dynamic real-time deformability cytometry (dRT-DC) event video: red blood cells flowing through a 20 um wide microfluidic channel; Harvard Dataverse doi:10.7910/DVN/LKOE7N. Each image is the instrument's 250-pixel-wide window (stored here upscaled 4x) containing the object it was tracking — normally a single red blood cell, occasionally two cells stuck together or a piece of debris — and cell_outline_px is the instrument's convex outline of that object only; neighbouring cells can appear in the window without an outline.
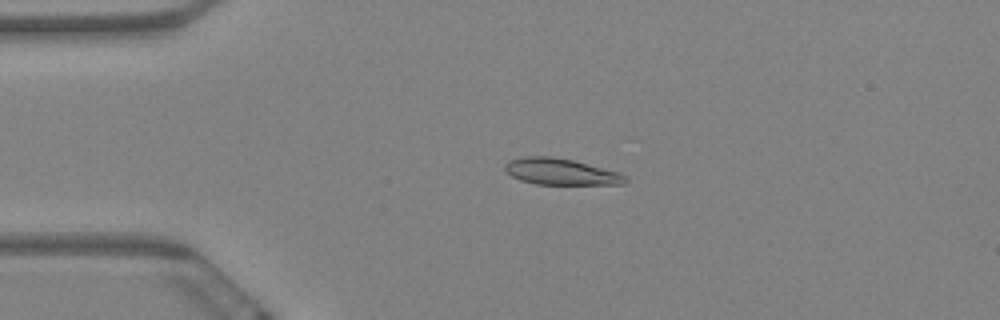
{"species": "Egyptian fruit bat (a non-hibernating species)", "species_latin": "Rousettus aegyptiacus", "temperature_condition": "warm", "stored_images_in_passage": 6, "camera_frame_rate_fps": 3000, "um_per_image_px": 0.085, "animal": {"sex": "female"}, "frame": {"image": 1, "passage_image": 4, "time_ms": 1.0, "image_size_px": [1000, 320], "cell_outline_px": [[628, 180], [624, 184], [536, 184], [520, 180], [504, 172], [504, 164], [508, 160], [524, 156], [552, 156], [572, 160], [616, 172], [628, 176]], "centroid_in_image_um": [47.6, 14.59], "position_along_channel_um": 37.4, "area_um2": 18.44}}
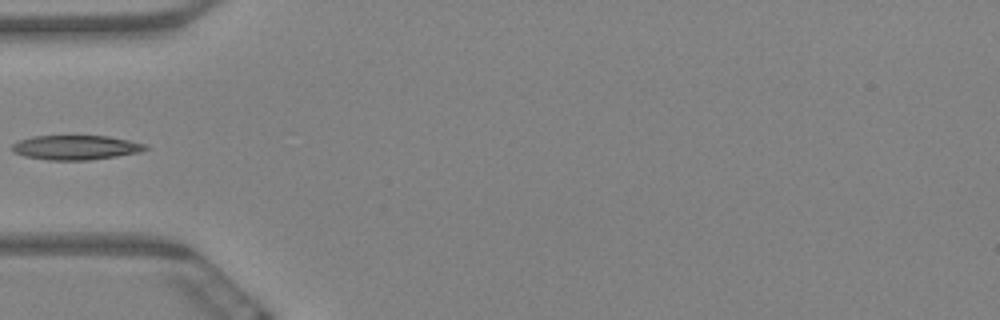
{"frame": {"image": 2, "passage_image": 6, "time_ms": 1.667, "image_size_px": [1000, 320], "cell_outline_px": [[148, 148], [140, 152], [116, 156], [88, 160], [48, 160], [24, 156], [12, 152], [12, 144], [20, 140], [32, 136], [108, 136], [148, 144]], "centroid_in_image_um": [6.44, 12.53], "position_along_channel_um": 78.6, "area_um2": 19.02}}